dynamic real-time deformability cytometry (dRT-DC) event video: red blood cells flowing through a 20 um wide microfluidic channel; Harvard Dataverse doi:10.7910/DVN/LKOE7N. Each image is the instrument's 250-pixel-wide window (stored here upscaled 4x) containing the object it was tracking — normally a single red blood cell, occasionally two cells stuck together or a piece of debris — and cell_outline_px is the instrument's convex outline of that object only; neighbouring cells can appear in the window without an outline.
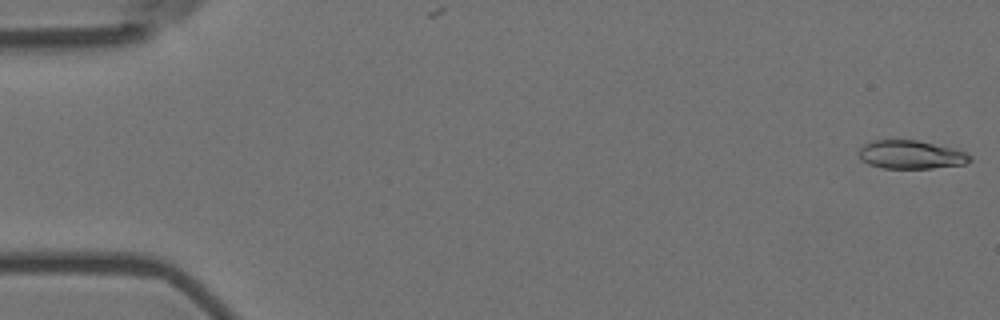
{"species": "Egyptian fruit bat (a non-hibernating species)", "species_latin": "Rousettus aegyptiacus", "temperature_condition": "room temperature", "stored_images_in_passage": 26, "camera_frame_rate_fps": 3000, "um_per_image_px": 0.085, "animal": {"sex": "female"}, "frame": {"image": 1, "passage_image": 1, "time_ms": 0.0, "image_size_px": [1000, 320], "cell_outline_px": [[972, 160], [964, 164], [932, 168], [884, 168], [868, 164], [860, 160], [860, 148], [864, 144], [872, 140], [916, 140], [956, 148], [968, 152], [972, 156]], "centroid_in_image_um": [77.47, 13.14], "position_along_channel_um": 7.5, "area_um2": 18.55}}
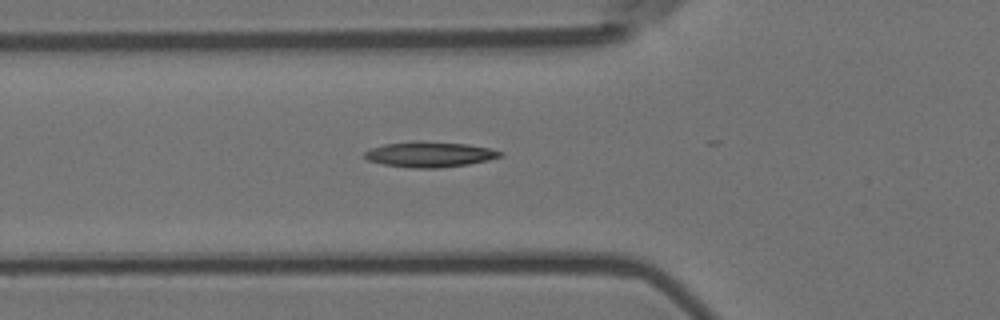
{"frame": {"image": 2, "passage_image": 20, "time_ms": 6.333, "image_size_px": [1000, 320], "cell_outline_px": [[504, 156], [488, 160], [468, 164], [440, 168], [412, 168], [384, 164], [368, 160], [364, 156], [364, 152], [372, 148], [384, 144], [420, 140], [468, 144], [488, 148], [504, 152]], "centroid_in_image_um": [36.55, 13.11], "position_along_channel_um": 89.3, "area_um2": 20.17}}
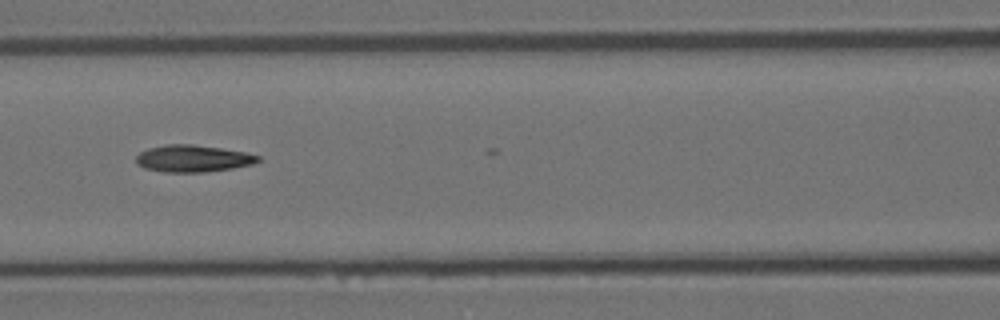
{"frame": {"image": 3, "passage_image": 25, "time_ms": 8.0, "image_size_px": [1000, 320], "cell_outline_px": [[260, 160], [256, 164], [232, 168], [204, 172], [164, 172], [144, 168], [136, 164], [136, 156], [140, 152], [148, 148], [168, 144], [192, 144], [248, 152], [260, 156]], "centroid_in_image_um": [16.42, 13.47], "position_along_channel_um": 150.2, "area_um2": 19.31}}